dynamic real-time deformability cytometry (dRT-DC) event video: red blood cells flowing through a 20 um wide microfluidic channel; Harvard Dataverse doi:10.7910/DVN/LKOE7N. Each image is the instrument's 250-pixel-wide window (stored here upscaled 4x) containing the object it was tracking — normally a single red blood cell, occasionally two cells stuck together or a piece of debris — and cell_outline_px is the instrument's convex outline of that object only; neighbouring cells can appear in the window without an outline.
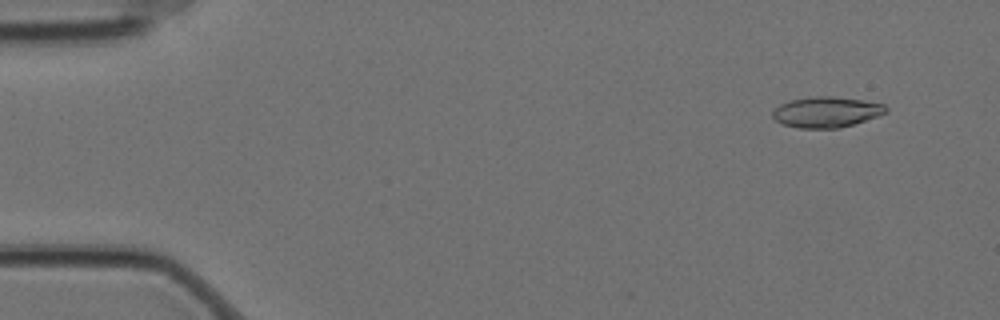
{"species": "Egyptian fruit bat (a non-hibernating species)", "species_latin": "Rousettus aegyptiacus", "temperature_condition": "cold", "stored_images_in_passage": 9, "camera_frame_rate_fps": 3000, "um_per_image_px": 0.085, "animal": {"sex": "female"}, "frame": {"image": 1, "passage_image": 2, "time_ms": 0.333, "image_size_px": [1000, 320], "cell_outline_px": [[888, 112], [840, 128], [796, 128], [780, 124], [772, 116], [772, 112], [780, 104], [792, 100], [812, 96], [832, 96], [864, 100], [884, 104], [888, 108]], "centroid_in_image_um": [70.23, 9.52], "position_along_channel_um": 14.8, "area_um2": 20.23}}
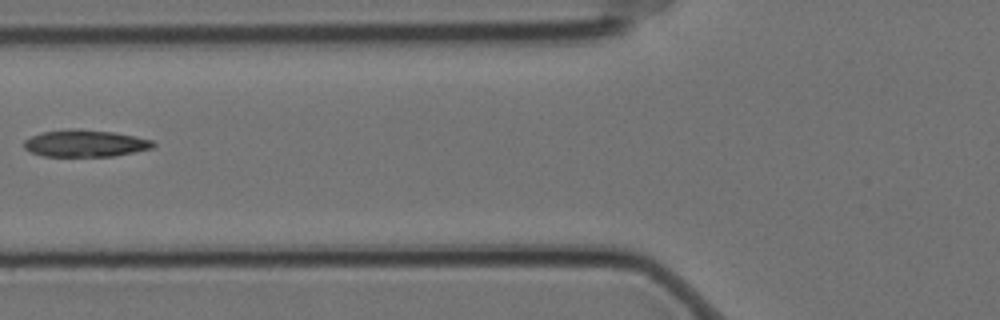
{"frame": {"image": 2, "passage_image": 7, "time_ms": 2.0, "image_size_px": [1000, 320], "cell_outline_px": [[156, 144], [152, 148], [116, 156], [44, 156], [28, 152], [24, 148], [24, 140], [32, 136], [44, 132], [112, 132], [136, 136], [152, 140]], "centroid_in_image_um": [7.28, 12.24], "position_along_channel_um": 118.5, "area_um2": 19.31}}
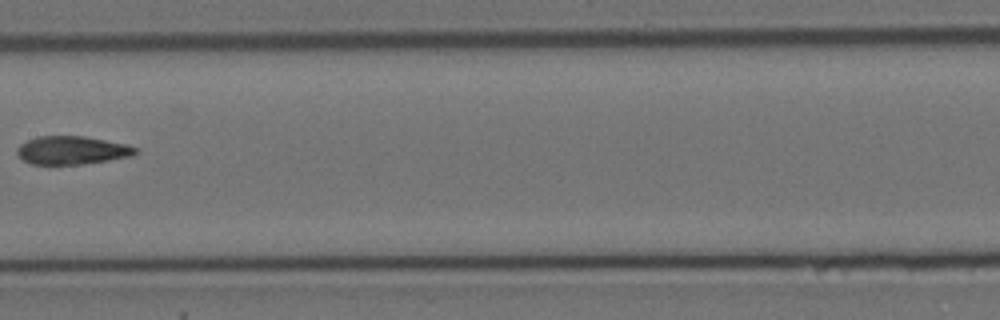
{"frame": {"image": 3, "passage_image": 9, "time_ms": 2.667, "image_size_px": [1000, 320], "cell_outline_px": [[140, 152], [132, 156], [108, 160], [80, 164], [32, 164], [24, 160], [16, 152], [16, 148], [20, 144], [28, 140], [40, 136], [84, 136], [124, 144], [140, 148]], "centroid_in_image_um": [6.14, 12.77], "position_along_channel_um": 201.3, "area_um2": 19.36}}